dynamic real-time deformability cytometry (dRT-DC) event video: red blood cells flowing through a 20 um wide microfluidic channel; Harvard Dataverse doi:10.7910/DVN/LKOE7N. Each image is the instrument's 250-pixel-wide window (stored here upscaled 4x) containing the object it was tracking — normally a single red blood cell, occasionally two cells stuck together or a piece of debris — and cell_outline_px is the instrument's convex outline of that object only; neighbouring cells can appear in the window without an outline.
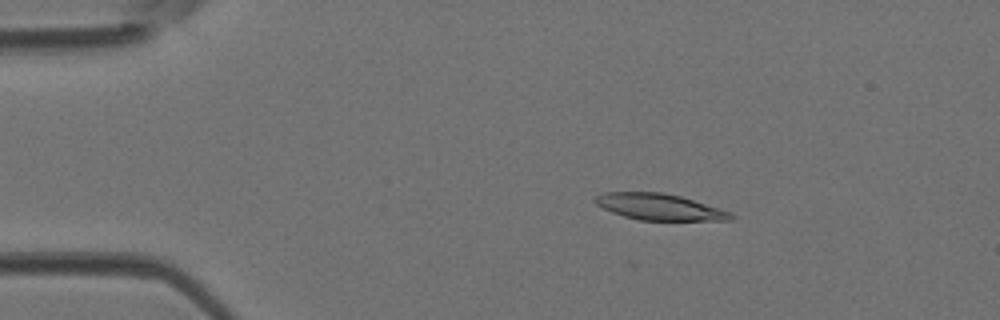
{"species": "Egyptian fruit bat (a non-hibernating species)", "species_latin": "Rousettus aegyptiacus", "temperature_condition": "room temperature", "stored_images_in_passage": 45, "camera_frame_rate_fps": 3000, "um_per_image_px": 0.085, "animal": {"sex": "female"}, "frame": {"image": 1, "passage_image": 8, "time_ms": 2.333, "image_size_px": [1000, 320], "cell_outline_px": [[736, 216], [732, 220], [640, 220], [624, 216], [612, 212], [596, 204], [592, 200], [596, 196], [604, 192], [660, 192], [680, 196], [732, 212]], "centroid_in_image_um": [56.05, 17.59], "position_along_channel_um": 28.9, "area_um2": 20.69}}
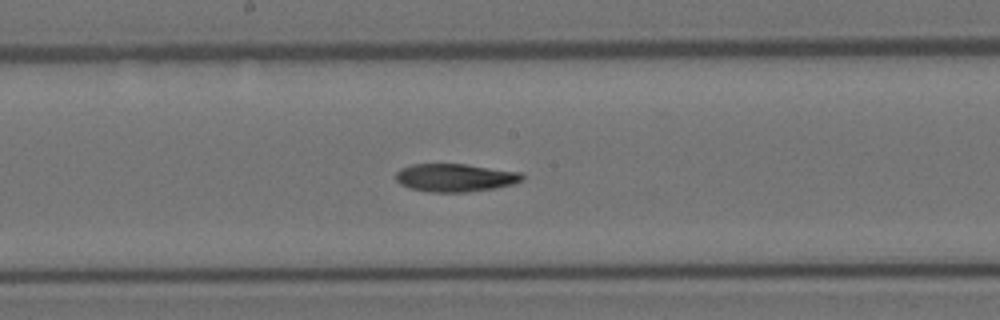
{"frame": {"image": 2, "passage_image": 24, "time_ms": 7.667, "image_size_px": [1000, 320], "cell_outline_px": [[524, 176], [520, 180], [512, 184], [496, 188], [468, 192], [432, 192], [408, 188], [400, 184], [396, 180], [396, 172], [400, 168], [412, 164], [464, 164], [524, 172]], "centroid_in_image_um": [38.68, 15.1], "position_along_channel_um": 209.5, "area_um2": 20.75}}
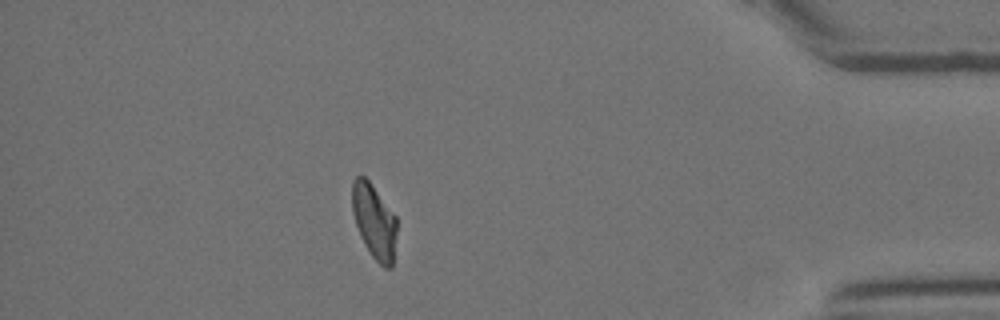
{"frame": {"image": 3, "passage_image": 40, "time_ms": 13.0, "image_size_px": [1000, 320], "cell_outline_px": [[396, 232], [392, 268], [384, 268], [372, 256], [364, 244], [360, 236], [352, 212], [352, 180], [356, 176], [364, 176], [368, 180], [396, 216]], "centroid_in_image_um": [31.79, 18.81], "position_along_channel_um": 403.4, "area_um2": 19.25}}